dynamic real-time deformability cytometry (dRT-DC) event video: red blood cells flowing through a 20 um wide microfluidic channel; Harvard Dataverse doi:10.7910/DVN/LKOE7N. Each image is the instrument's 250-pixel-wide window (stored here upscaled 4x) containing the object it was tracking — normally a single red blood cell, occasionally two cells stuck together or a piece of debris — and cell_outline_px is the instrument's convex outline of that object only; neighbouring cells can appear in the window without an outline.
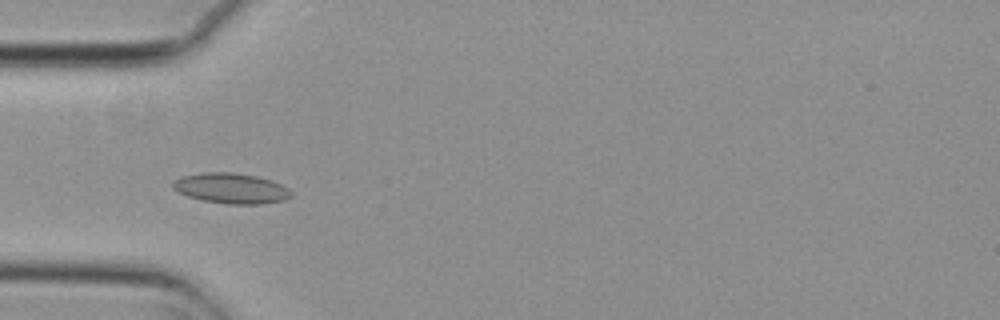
{"species": "common noctule bat (a hibernating species)", "species_latin": "Nyctalus noctula", "temperature_condition": "cold", "stored_images_in_passage": 8, "camera_frame_rate_fps": 3000, "um_per_image_px": 0.085, "animal": {"sex": "female", "body_mass_g": 29.2, "forearm_length_mm": 56.3}, "frame": {"image": 1, "passage_image": 4, "time_ms": 1.0, "image_size_px": [1000, 320], "cell_outline_px": [[292, 196], [284, 200], [260, 204], [228, 204], [204, 200], [188, 196], [176, 192], [172, 188], [172, 180], [184, 176], [204, 172], [232, 172], [256, 176], [272, 180], [288, 188], [292, 192]], "centroid_in_image_um": [19.63, 16.0], "position_along_channel_um": 65.4, "area_um2": 20.98}}
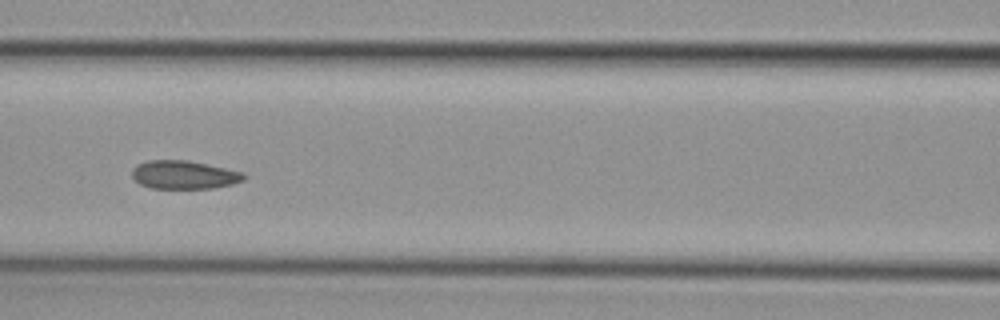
{"frame": {"image": 2, "passage_image": 6, "time_ms": 1.667, "image_size_px": [1000, 320], "cell_outline_px": [[248, 176], [244, 180], [232, 184], [216, 188], [152, 188], [140, 184], [132, 176], [132, 168], [136, 164], [148, 160], [188, 160], [244, 172]], "centroid_in_image_um": [15.66, 14.85], "position_along_channel_um": 150.9, "area_um2": 18.61}}
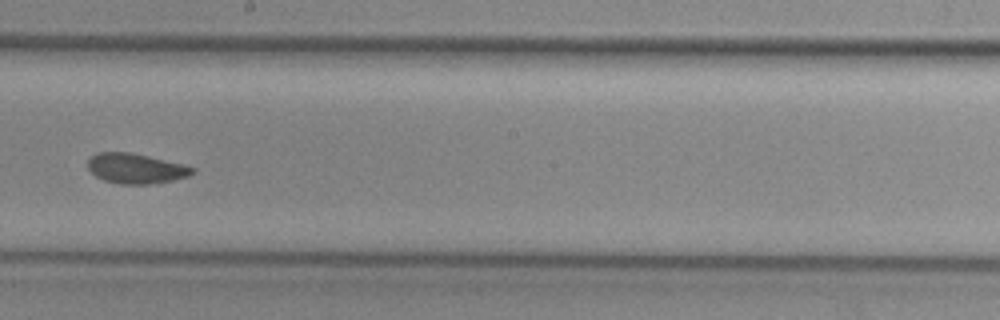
{"frame": {"image": 3, "passage_image": 8, "time_ms": 2.333, "image_size_px": [1000, 320], "cell_outline_px": [[196, 172], [188, 176], [156, 184], [120, 184], [104, 180], [96, 176], [88, 168], [88, 160], [96, 152], [128, 152], [148, 156], [184, 164], [196, 168]], "centroid_in_image_um": [11.57, 14.32], "position_along_channel_um": 236.6, "area_um2": 18.38}}